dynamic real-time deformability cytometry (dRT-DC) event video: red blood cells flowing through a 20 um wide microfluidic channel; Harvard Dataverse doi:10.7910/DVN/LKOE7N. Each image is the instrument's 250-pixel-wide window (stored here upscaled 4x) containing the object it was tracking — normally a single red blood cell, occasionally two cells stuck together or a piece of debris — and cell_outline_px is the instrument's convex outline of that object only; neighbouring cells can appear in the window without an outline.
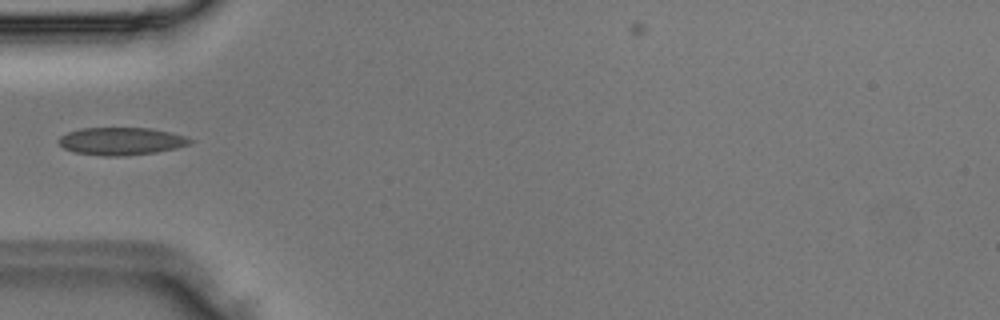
{"species": "Egyptian fruit bat (a non-hibernating species)", "species_latin": "Rousettus aegyptiacus", "temperature_condition": "room temperature", "stored_images_in_passage": 3, "camera_frame_rate_fps": 3000, "um_per_image_px": 0.085, "animal": {"sex": "male"}, "frame": {"image": 1, "passage_image": 3, "time_ms": 0.667, "image_size_px": [1000, 320], "cell_outline_px": [[196, 140], [188, 144], [176, 148], [156, 152], [124, 156], [100, 156], [72, 152], [64, 148], [56, 140], [60, 136], [68, 132], [80, 128], [152, 128], [172, 132], [188, 136]], "centroid_in_image_um": [10.32, 12.0], "position_along_channel_um": 74.7, "area_um2": 21.5}}